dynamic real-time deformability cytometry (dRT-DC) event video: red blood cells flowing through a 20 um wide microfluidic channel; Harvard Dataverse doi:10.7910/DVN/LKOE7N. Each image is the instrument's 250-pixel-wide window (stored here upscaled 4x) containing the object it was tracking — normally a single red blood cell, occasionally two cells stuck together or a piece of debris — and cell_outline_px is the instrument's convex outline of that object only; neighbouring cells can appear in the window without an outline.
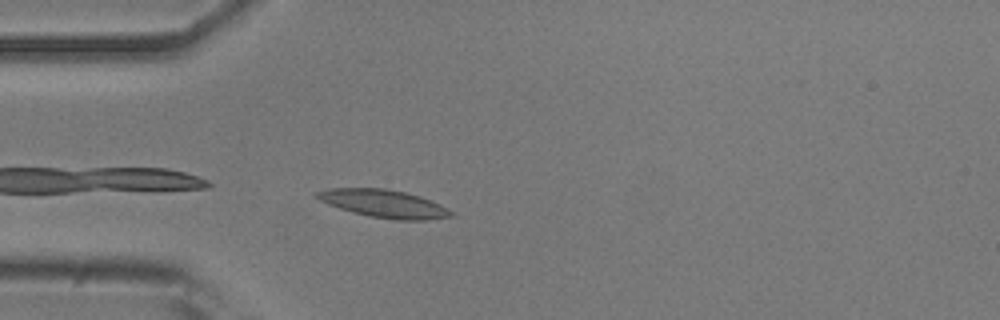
{"species": "common noctule bat (a hibernating species)", "species_latin": "Nyctalus noctula", "temperature_condition": "room temperature", "stored_images_in_passage": 38, "camera_frame_rate_fps": 3000, "um_per_image_px": 0.085, "animal": {"sex": "male", "body_mass_g": 20.5, "forearm_length_mm": 52.5}, "frame": {"image": 1, "passage_image": 1, "time_ms": 0.0, "image_size_px": [1000, 320], "cell_outline_px": [[456, 216], [428, 220], [396, 220], [368, 216], [352, 212], [328, 204], [312, 196], [312, 192], [328, 188], [384, 188], [404, 192], [420, 196], [440, 204], [452, 212]], "centroid_in_image_um": [32.59, 17.31], "position_along_channel_um": 52.4, "area_um2": 21.96}}
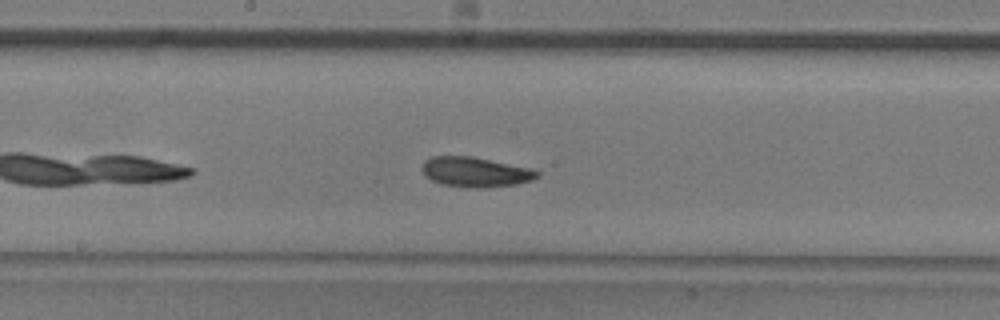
{"frame": {"image": 2, "passage_image": 14, "time_ms": 4.333, "image_size_px": [1000, 320], "cell_outline_px": [[540, 176], [532, 180], [516, 184], [476, 188], [472, 188], [444, 184], [432, 180], [424, 176], [420, 168], [424, 160], [432, 156], [472, 156], [532, 168], [540, 172]], "centroid_in_image_um": [40.4, 14.61], "position_along_channel_um": 207.8, "area_um2": 20.17}}
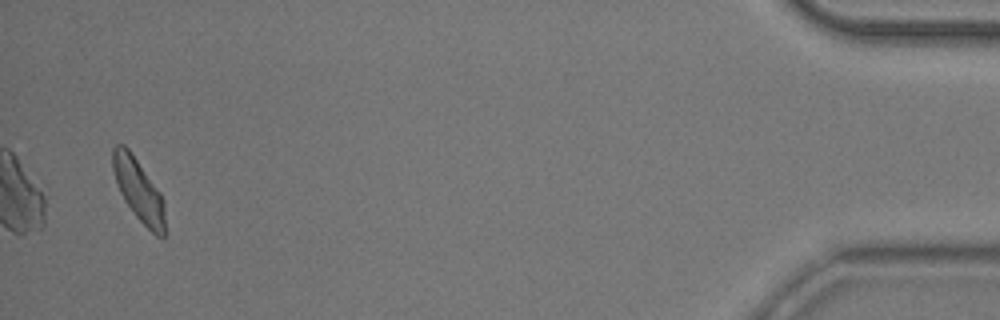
{"frame": {"image": 3, "passage_image": 38, "time_ms": 12.333, "image_size_px": [1000, 320], "cell_outline_px": [[164, 240], [156, 236], [136, 216], [124, 200], [120, 192], [112, 168], [112, 148], [116, 144], [124, 144], [128, 148], [160, 192], [164, 200]], "centroid_in_image_um": [11.78, 16.15], "position_along_channel_um": 423.4, "area_um2": 18.79}, "authors_computed_cell_mechanics": {"area_um2": 19.9699, "velocity_mm_per_s": 3.7479, "shape_relaxation_time_tau1_ms": 3.4724, "shape_relaxation_time_tau2_ms": 2.8491, "deformation_change_tau1": 0.117, "deformation_change_tau2": 0.0927}}